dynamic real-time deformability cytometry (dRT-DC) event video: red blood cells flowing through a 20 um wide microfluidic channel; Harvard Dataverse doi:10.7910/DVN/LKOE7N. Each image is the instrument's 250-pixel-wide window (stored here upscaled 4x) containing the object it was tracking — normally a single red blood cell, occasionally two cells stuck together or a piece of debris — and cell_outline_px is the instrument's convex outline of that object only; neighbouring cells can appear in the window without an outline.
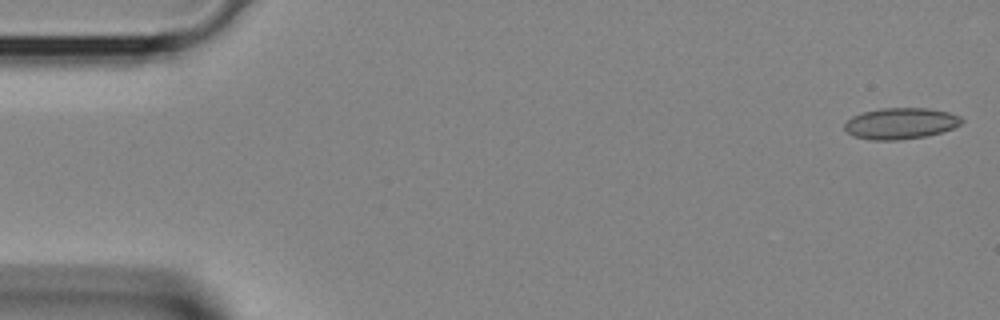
{"species": "Egyptian fruit bat (a non-hibernating species)", "species_latin": "Rousettus aegyptiacus", "temperature_condition": "room temperature", "stored_images_in_passage": 38, "camera_frame_rate_fps": 3000, "um_per_image_px": 0.085, "animal": {"sex": "female"}, "frame": {"image": 1, "passage_image": 1, "time_ms": 0.0, "image_size_px": [1000, 320], "cell_outline_px": [[964, 120], [960, 124], [952, 128], [940, 132], [924, 136], [896, 140], [868, 140], [852, 136], [844, 128], [844, 124], [852, 116], [864, 112], [880, 108], [928, 108], [948, 112], [960, 116]], "centroid_in_image_um": [76.52, 10.49], "position_along_channel_um": 8.5, "area_um2": 21.21}}
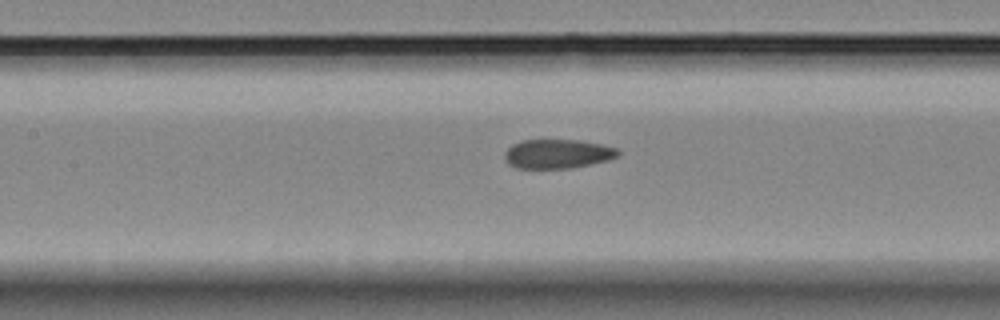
{"frame": {"image": 2, "passage_image": 17, "time_ms": 5.333, "image_size_px": [1000, 320], "cell_outline_px": [[620, 156], [608, 160], [572, 168], [516, 168], [508, 164], [504, 156], [504, 152], [512, 144], [520, 140], [580, 140], [600, 144], [616, 148], [620, 152]], "centroid_in_image_um": [47.38, 13.07], "position_along_channel_um": 160.0, "area_um2": 19.36}}
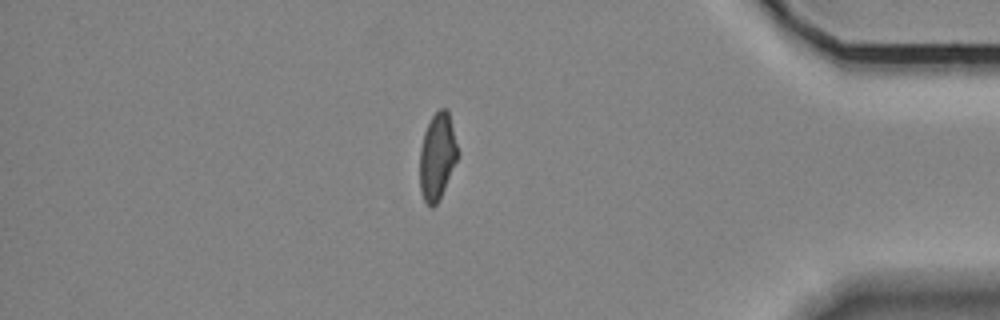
{"frame": {"image": 3, "passage_image": 33, "time_ms": 10.667, "image_size_px": [1000, 320], "cell_outline_px": [[460, 156], [436, 204], [432, 208], [424, 200], [420, 188], [420, 148], [424, 132], [432, 116], [440, 108], [448, 108], [460, 152]], "centroid_in_image_um": [37.2, 13.25], "position_along_channel_um": 398.0, "area_um2": 19.36}}